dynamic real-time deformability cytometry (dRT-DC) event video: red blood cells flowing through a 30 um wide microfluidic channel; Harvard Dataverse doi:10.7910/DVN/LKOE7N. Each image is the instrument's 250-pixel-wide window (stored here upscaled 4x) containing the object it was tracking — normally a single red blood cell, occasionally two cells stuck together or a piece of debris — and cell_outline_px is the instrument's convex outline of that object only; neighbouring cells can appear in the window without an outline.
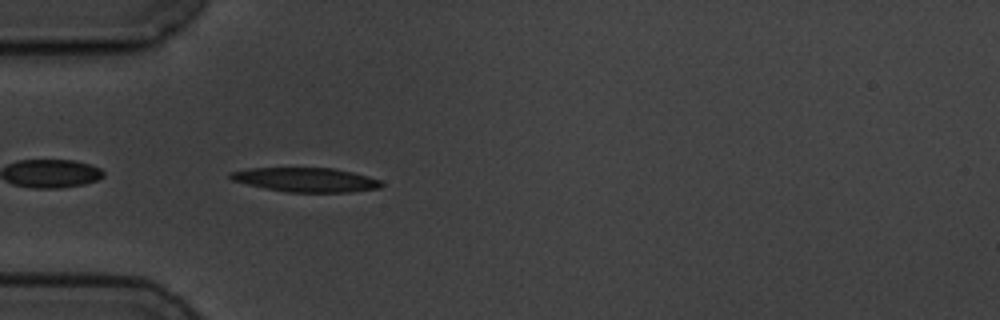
{"species": "common noctule bat (a hibernating species)", "species_latin": "Nyctalus noctula", "temperature_condition": "cold", "stored_images_in_passage": 5, "camera_frame_rate_fps": 3000, "um_per_image_px": 0.085, "animal": {"sex": "male", "body_mass_g": 19.5, "forearm_length_mm": 54.6}, "frame": {"image": 1, "passage_image": 5, "time_ms": 5.0, "image_size_px": [1000, 320], "cell_outline_px": [[384, 184], [380, 188], [348, 192], [288, 192], [264, 188], [232, 180], [228, 176], [228, 172], [248, 168], [332, 168], [352, 172], [368, 176], [380, 180]], "centroid_in_image_um": [25.98, 15.28], "position_along_channel_um": 59.0, "area_um2": 21.27}}